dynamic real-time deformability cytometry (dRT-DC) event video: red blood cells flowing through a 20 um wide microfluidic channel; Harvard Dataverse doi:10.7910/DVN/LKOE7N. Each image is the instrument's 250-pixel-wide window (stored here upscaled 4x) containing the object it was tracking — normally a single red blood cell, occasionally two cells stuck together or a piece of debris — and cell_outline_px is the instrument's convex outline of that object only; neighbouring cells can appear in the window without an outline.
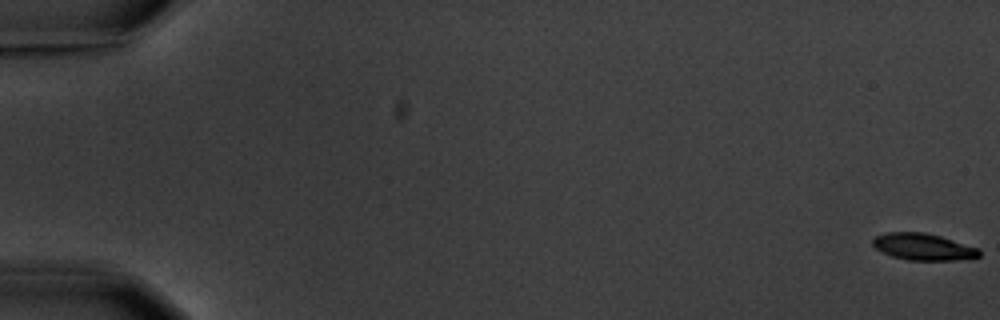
{"species": "common noctule bat (a hibernating species)", "species_latin": "Nyctalus noctula", "temperature_condition": "warm", "stored_images_in_passage": 6, "camera_frame_rate_fps": 3000, "um_per_image_px": 0.085, "animal": {"sex": "male", "body_mass_g": 20.1, "forearm_length_mm": 53.5}, "frame": {"image": 1, "passage_image": 1, "time_ms": 0.0, "image_size_px": [1000, 320], "cell_outline_px": [[980, 256], [956, 260], [908, 260], [892, 256], [876, 248], [872, 244], [872, 240], [876, 236], [888, 232], [924, 232], [940, 236], [980, 248]], "centroid_in_image_um": [78.49, 20.97], "position_along_channel_um": 6.5, "area_um2": 16.47}}
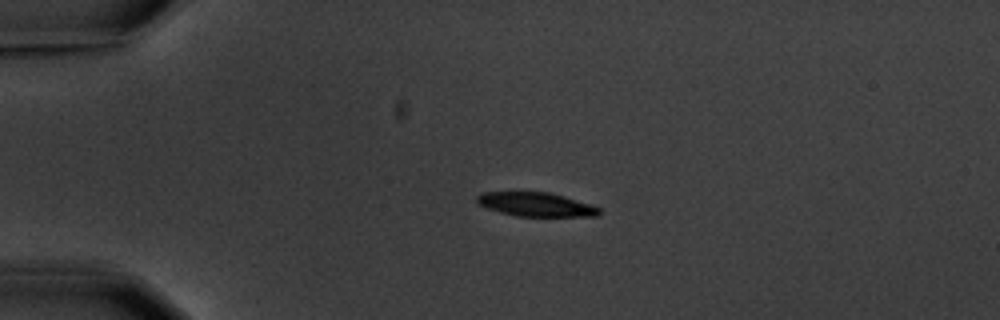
{"frame": {"image": 2, "passage_image": 5, "time_ms": 4.667, "image_size_px": [1000, 320], "cell_outline_px": [[600, 216], [516, 216], [500, 212], [488, 208], [480, 204], [476, 200], [476, 196], [480, 192], [548, 192], [564, 196], [600, 208]], "centroid_in_image_um": [45.54, 17.37], "position_along_channel_um": 39.5, "area_um2": 16.88}}